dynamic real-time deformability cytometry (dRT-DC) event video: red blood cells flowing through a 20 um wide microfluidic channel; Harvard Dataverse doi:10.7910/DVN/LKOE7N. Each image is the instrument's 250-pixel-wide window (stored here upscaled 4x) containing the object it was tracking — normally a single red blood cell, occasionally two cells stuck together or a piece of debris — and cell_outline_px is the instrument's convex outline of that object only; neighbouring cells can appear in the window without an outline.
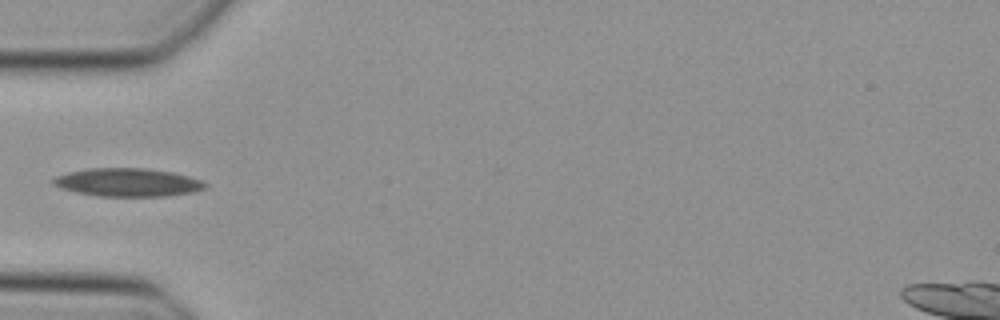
{"species": "Egyptian fruit bat (a non-hibernating species)", "species_latin": "Rousettus aegyptiacus", "temperature_condition": "cold", "stored_images_in_passage": 25, "camera_frame_rate_fps": 3000, "um_per_image_px": 0.085, "animal": {"sex": "female"}, "frame": {"image": 1, "passage_image": 1, "time_ms": 0.0, "image_size_px": [1000, 320], "cell_outline_px": [[208, 184], [204, 188], [192, 192], [168, 196], [100, 196], [76, 192], [60, 188], [52, 184], [52, 180], [56, 176], [68, 172], [88, 168], [144, 168], [172, 172], [188, 176], [200, 180]], "centroid_in_image_um": [10.83, 15.5], "position_along_channel_um": 74.2, "area_um2": 24.91}}
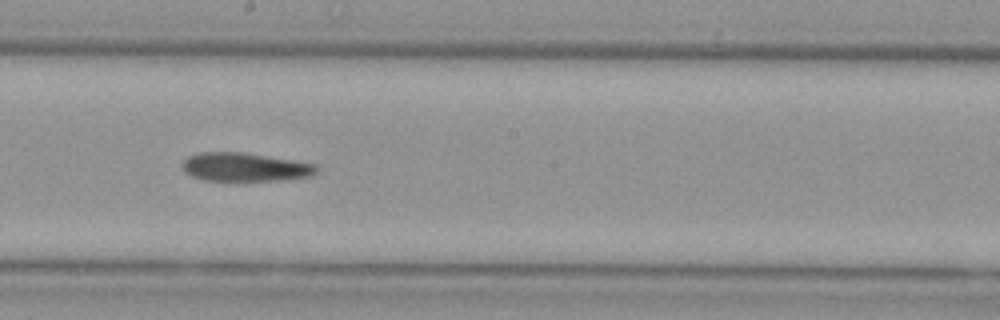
{"frame": {"image": 2, "passage_image": 12, "time_ms": 3.667, "image_size_px": [1000, 320], "cell_outline_px": [[320, 168], [316, 172], [308, 176], [276, 180], [204, 180], [192, 176], [184, 172], [180, 164], [188, 156], [200, 152], [244, 152], [300, 160], [316, 164]], "centroid_in_image_um": [20.82, 14.18], "position_along_channel_um": 227.4, "area_um2": 22.54}}
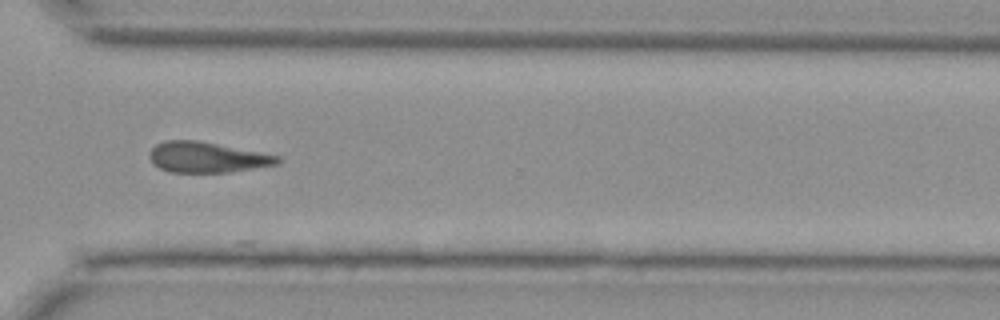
{"frame": {"image": 3, "passage_image": 21, "time_ms": 6.667, "image_size_px": [1000, 320], "cell_outline_px": [[284, 160], [276, 164], [228, 172], [168, 172], [152, 164], [148, 156], [148, 152], [156, 144], [164, 140], [196, 140], [280, 156]], "centroid_in_image_um": [17.53, 13.37], "position_along_channel_um": 353.1, "area_um2": 22.72}}